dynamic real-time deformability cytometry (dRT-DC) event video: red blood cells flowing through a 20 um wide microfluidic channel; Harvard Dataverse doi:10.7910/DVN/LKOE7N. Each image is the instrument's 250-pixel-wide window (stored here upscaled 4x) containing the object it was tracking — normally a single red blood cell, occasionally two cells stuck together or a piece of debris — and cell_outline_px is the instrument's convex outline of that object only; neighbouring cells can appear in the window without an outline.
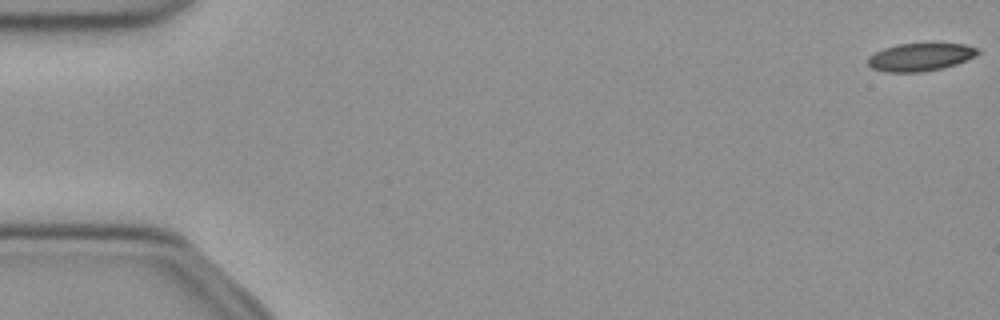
{"species": "common noctule bat (a hibernating species)", "species_latin": "Nyctalus noctula", "temperature_condition": "cold", "stored_images_in_passage": 47, "camera_frame_rate_fps": 3000, "um_per_image_px": 0.085, "animal": {"sex": "female", "body_mass_g": 21.9}, "frame": {"image": 1, "passage_image": 1, "time_ms": 0.0, "image_size_px": [1000, 320], "cell_outline_px": [[980, 52], [976, 56], [956, 64], [940, 68], [920, 72], [884, 72], [872, 68], [868, 64], [868, 56], [884, 48], [896, 44], [932, 40], [964, 44], [980, 48]], "centroid_in_image_um": [78.27, 4.78], "position_along_channel_um": 6.7, "area_um2": 18.73}}
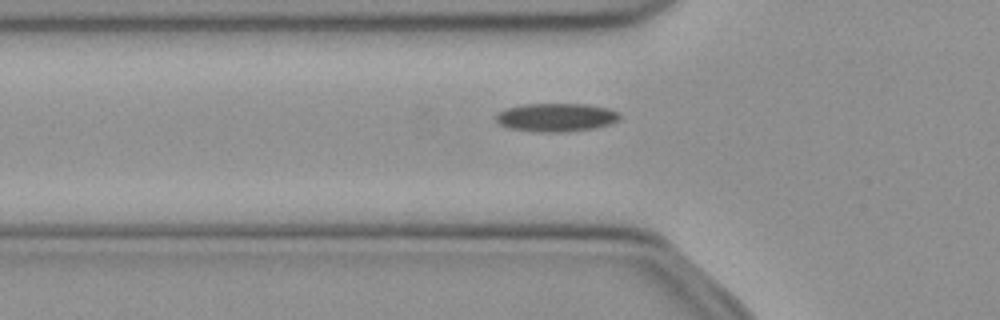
{"frame": {"image": 2, "passage_image": 18, "time_ms": 5.667, "image_size_px": [1000, 320], "cell_outline_px": [[620, 120], [596, 128], [564, 132], [536, 132], [508, 128], [500, 124], [496, 120], [496, 116], [500, 112], [508, 108], [524, 104], [584, 104], [608, 108], [620, 112]], "centroid_in_image_um": [47.31, 9.98], "position_along_channel_um": 78.5, "area_um2": 20.46}}
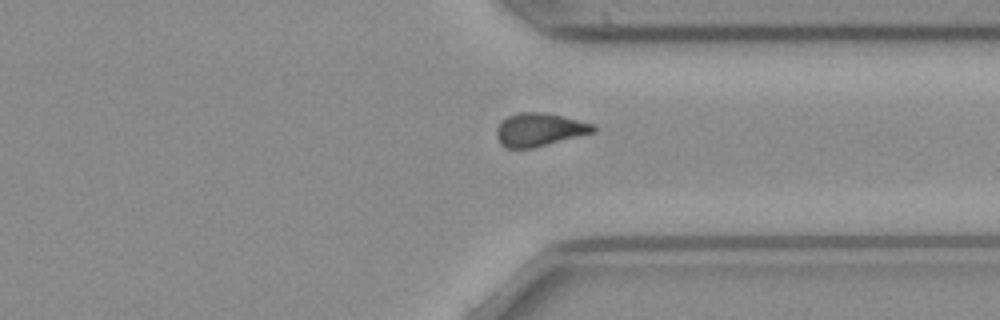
{"frame": {"image": 3, "passage_image": 40, "time_ms": 13.0, "image_size_px": [1000, 320], "cell_outline_px": [[596, 132], [532, 148], [504, 148], [500, 144], [496, 136], [496, 128], [508, 116], [520, 112], [544, 112], [592, 124], [596, 128]], "centroid_in_image_um": [45.82, 11.03], "position_along_channel_um": 365.6, "area_um2": 18.5}}